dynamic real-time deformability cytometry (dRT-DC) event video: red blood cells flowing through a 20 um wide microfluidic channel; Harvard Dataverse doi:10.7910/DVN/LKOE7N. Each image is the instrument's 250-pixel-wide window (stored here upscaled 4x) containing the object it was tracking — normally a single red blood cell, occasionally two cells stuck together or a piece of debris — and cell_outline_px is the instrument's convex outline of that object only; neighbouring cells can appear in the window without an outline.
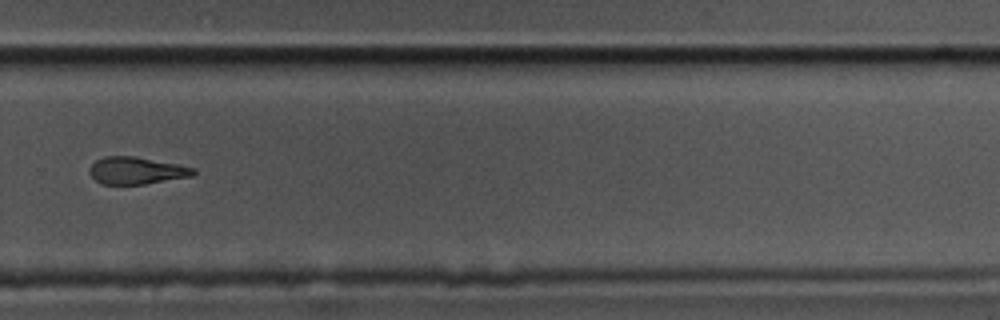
{"species": "common noctule bat (a hibernating species)", "species_latin": "Nyctalus noctula", "temperature_condition": "cold", "stored_images_in_passage": 14, "camera_frame_rate_fps": 3000, "um_per_image_px": 0.085, "animal": {"sex": "male", "body_mass_g": 17.5, "forearm_length_mm": 52.3}, "frame": {"image": 1, "passage_image": 10, "time_ms": 3.0, "image_size_px": [1000, 320], "cell_outline_px": [[196, 172], [192, 176], [144, 184], [100, 184], [88, 172], [88, 168], [96, 160], [104, 156], [132, 156], [180, 164], [196, 168]], "centroid_in_image_um": [11.6, 14.49], "position_along_channel_um": 318.2, "area_um2": 16.53}}
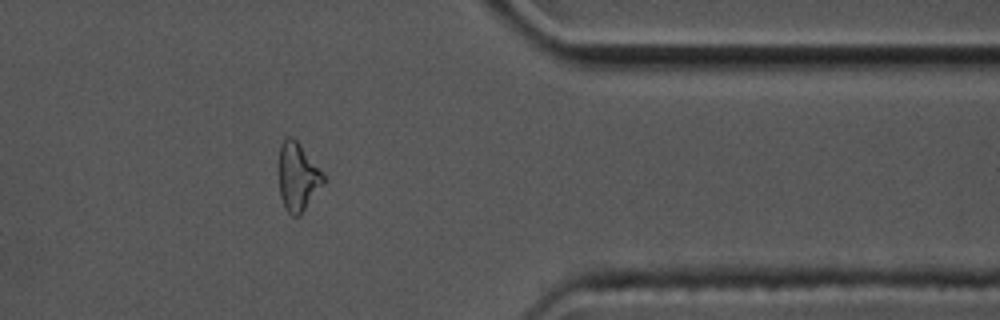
{"frame": {"image": 2, "passage_image": 12, "time_ms": 3.667, "image_size_px": [1000, 320], "cell_outline_px": [[324, 184], [300, 216], [292, 216], [284, 208], [280, 196], [280, 144], [288, 136], [292, 136], [300, 144], [324, 176]], "centroid_in_image_um": [25.31, 15.07], "position_along_channel_um": 386.1, "area_um2": 17.4}}